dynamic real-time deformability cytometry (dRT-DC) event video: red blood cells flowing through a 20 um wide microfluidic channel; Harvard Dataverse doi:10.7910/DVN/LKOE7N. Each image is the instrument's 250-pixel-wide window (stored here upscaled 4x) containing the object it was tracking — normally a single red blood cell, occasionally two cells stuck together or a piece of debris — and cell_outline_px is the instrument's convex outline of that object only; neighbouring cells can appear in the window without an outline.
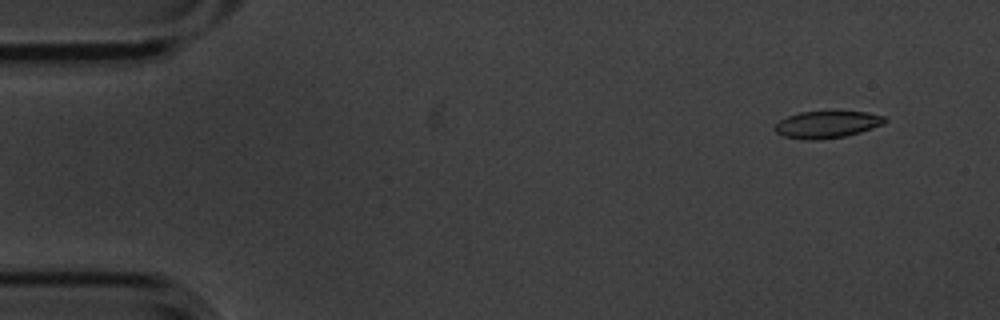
{"species": "common noctule bat (a hibernating species)", "species_latin": "Nyctalus noctula", "temperature_condition": "cold", "stored_images_in_passage": 6, "camera_frame_rate_fps": 3000, "um_per_image_px": 0.085, "animal": {"sex": "male", "body_mass_g": 20.1, "forearm_length_mm": 53.5}, "frame": {"image": 1, "passage_image": 2, "time_ms": 0.333, "image_size_px": [1000, 320], "cell_outline_px": [[888, 120], [884, 124], [860, 132], [844, 136], [820, 140], [804, 140], [784, 136], [776, 132], [772, 128], [780, 120], [788, 116], [800, 112], [836, 108], [868, 112], [884, 116]], "centroid_in_image_um": [70.33, 10.53], "position_along_channel_um": 14.7, "area_um2": 18.26}}
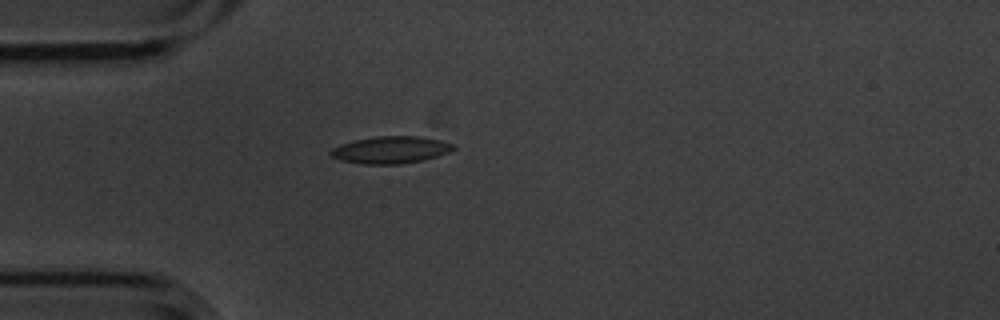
{"frame": {"image": 2, "passage_image": 5, "time_ms": 1.333, "image_size_px": [1000, 320], "cell_outline_px": [[456, 148], [448, 152], [424, 160], [400, 164], [364, 164], [340, 160], [332, 156], [328, 152], [332, 148], [340, 144], [352, 140], [376, 136], [420, 136], [440, 140], [456, 144]], "centroid_in_image_um": [33.2, 12.73], "position_along_channel_um": 51.8, "area_um2": 19.54}}